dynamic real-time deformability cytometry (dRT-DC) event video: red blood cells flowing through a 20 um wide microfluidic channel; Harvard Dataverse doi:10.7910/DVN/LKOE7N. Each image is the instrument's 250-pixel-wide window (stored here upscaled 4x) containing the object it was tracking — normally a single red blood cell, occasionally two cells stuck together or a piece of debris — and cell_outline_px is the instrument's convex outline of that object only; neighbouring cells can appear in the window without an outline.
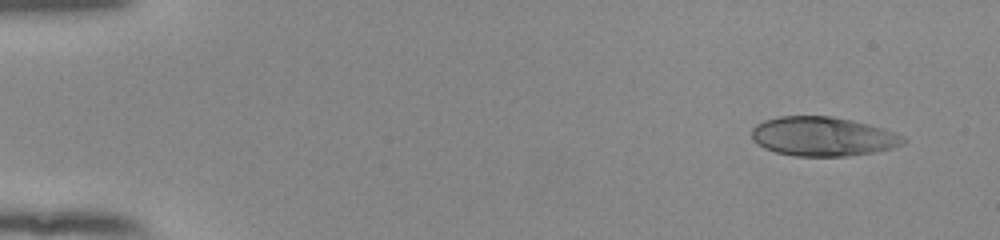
{"species": "human", "species_latin": "Homo sapiens", "temperature_condition": "room temperature", "stored_images_in_passage": 50, "camera_frame_rate_fps": 3000, "um_per_image_px": 0.085, "donor": {"sex": "female"}, "frame": {"image": 1, "passage_image": 1, "time_ms": 0.0, "image_size_px": [1000, 240], "cell_outline_px": [[908, 140], [904, 144], [892, 148], [872, 152], [848, 156], [796, 156], [776, 152], [764, 148], [756, 144], [752, 140], [752, 128], [756, 124], [764, 120], [780, 116], [832, 116], [868, 124], [884, 128], [904, 136]], "centroid_in_image_um": [69.94, 11.6], "position_along_channel_um": 15.1, "area_um2": 34.8}}
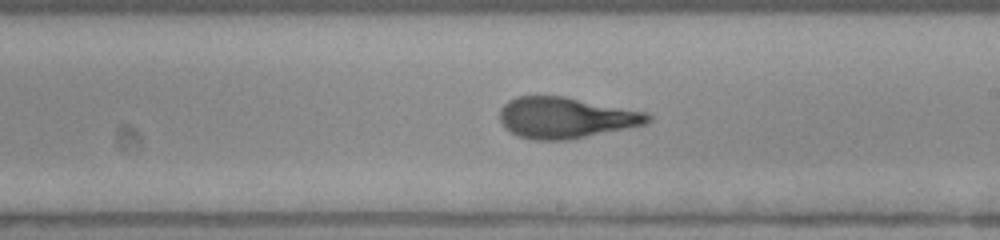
{"frame": {"image": 2, "passage_image": 29, "time_ms": 9.333, "image_size_px": [1000, 240], "cell_outline_px": [[652, 120], [648, 124], [568, 140], [532, 140], [516, 136], [504, 128], [500, 120], [500, 108], [508, 100], [516, 96], [564, 96], [648, 112], [652, 116]], "centroid_in_image_um": [48.09, 10.01], "position_along_channel_um": 240.9, "area_um2": 35.84}}
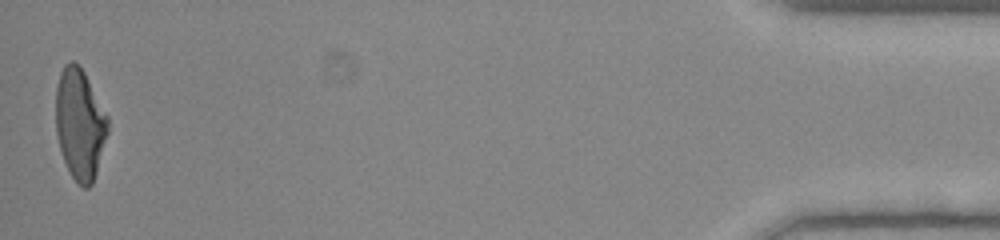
{"frame": {"image": 3, "passage_image": 50, "time_ms": 16.333, "image_size_px": [1000, 240], "cell_outline_px": [[108, 132], [96, 172], [92, 184], [88, 188], [84, 188], [76, 184], [64, 160], [60, 148], [56, 132], [56, 88], [60, 72], [64, 64], [72, 60], [84, 72], [108, 116]], "centroid_in_image_um": [6.78, 10.55], "position_along_channel_um": 428.4, "area_um2": 33.41}, "authors_computed_cell_mechanics": {"area_um2": 35.2002, "velocity_mm_per_s": 3.8871, "shape_relaxation_time_tau1_ms": 4.9751, "shape_relaxation_time_tau2_ms": 0.8824, "deformation_change_tau1": 0.2328, "deformation_change_tau2": 0.0881}}